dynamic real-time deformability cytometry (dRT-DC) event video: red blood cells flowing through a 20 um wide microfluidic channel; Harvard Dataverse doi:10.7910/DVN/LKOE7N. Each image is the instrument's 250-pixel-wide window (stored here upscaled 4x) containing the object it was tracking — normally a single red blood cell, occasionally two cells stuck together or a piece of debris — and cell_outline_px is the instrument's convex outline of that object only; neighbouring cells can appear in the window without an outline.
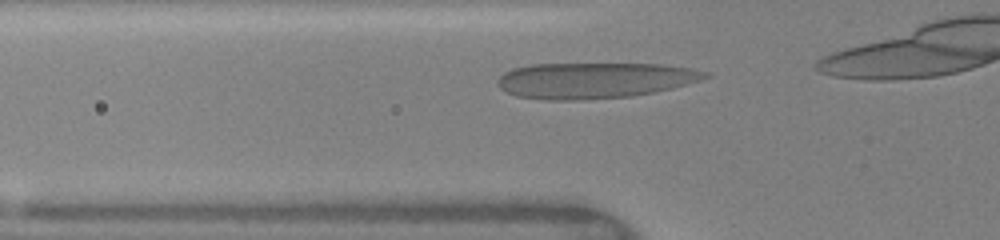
{"species": "human", "species_latin": "Homo sapiens", "temperature_condition": "warm", "stored_images_in_passage": 10, "camera_frame_rate_fps": 3000, "um_per_image_px": 0.085, "donor": {"sex": "female"}, "frame": {"image": 1, "passage_image": 2, "time_ms": 0.333, "image_size_px": [1000, 240], "cell_outline_px": [[712, 76], [700, 80], [672, 88], [632, 96], [576, 100], [544, 100], [516, 96], [500, 88], [496, 84], [496, 80], [504, 72], [512, 68], [532, 64], [660, 64], [692, 68], [712, 72]], "centroid_in_image_um": [50.53, 6.82], "position_along_channel_um": 75.3, "area_um2": 43.52}}
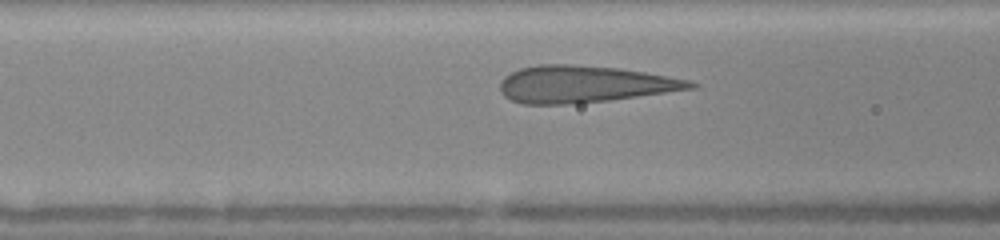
{"frame": {"image": 2, "passage_image": 5, "time_ms": 1.333, "image_size_px": [1000, 240], "cell_outline_px": [[700, 84], [696, 88], [608, 100], [564, 104], [524, 104], [512, 100], [504, 96], [500, 92], [500, 80], [504, 76], [520, 68], [536, 64], [568, 64], [620, 68], [692, 80]], "centroid_in_image_um": [49.65, 7.14], "position_along_channel_um": 116.9, "area_um2": 40.92}}